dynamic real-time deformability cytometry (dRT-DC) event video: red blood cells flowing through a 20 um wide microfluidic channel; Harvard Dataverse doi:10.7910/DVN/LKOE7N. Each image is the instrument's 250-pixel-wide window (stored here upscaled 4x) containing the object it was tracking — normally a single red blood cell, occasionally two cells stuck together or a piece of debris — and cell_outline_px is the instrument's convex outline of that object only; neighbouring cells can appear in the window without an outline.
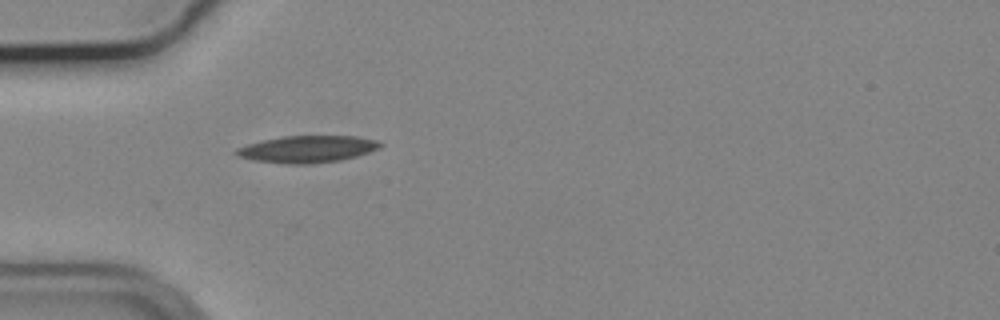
{"species": "common noctule bat (a hibernating species)", "species_latin": "Nyctalus noctula", "temperature_condition": "cold", "stored_images_in_passage": 34, "camera_frame_rate_fps": 3000, "um_per_image_px": 0.085, "animal": {"sex": "male", "body_mass_g": 19.2, "forearm_length_mm": 51.8}, "frame": {"image": 1, "passage_image": 1, "time_ms": 0.0, "image_size_px": [1000, 320], "cell_outline_px": [[384, 144], [380, 148], [356, 156], [340, 160], [308, 164], [288, 164], [252, 160], [236, 156], [232, 152], [236, 148], [248, 144], [264, 140], [284, 136], [356, 136], [380, 140]], "centroid_in_image_um": [26.12, 12.67], "position_along_channel_um": 58.9, "area_um2": 22.72}}
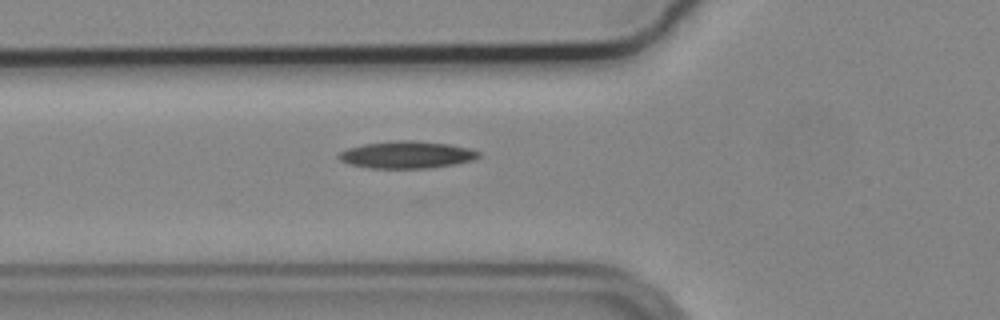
{"frame": {"image": 2, "passage_image": 4, "time_ms": 1.0, "image_size_px": [1000, 320], "cell_outline_px": [[480, 156], [476, 160], [428, 168], [368, 168], [348, 164], [340, 160], [336, 156], [340, 152], [348, 148], [364, 144], [396, 140], [412, 140], [448, 144], [468, 148], [480, 152]], "centroid_in_image_um": [34.55, 13.15], "position_along_channel_um": 91.2, "area_um2": 22.14}}